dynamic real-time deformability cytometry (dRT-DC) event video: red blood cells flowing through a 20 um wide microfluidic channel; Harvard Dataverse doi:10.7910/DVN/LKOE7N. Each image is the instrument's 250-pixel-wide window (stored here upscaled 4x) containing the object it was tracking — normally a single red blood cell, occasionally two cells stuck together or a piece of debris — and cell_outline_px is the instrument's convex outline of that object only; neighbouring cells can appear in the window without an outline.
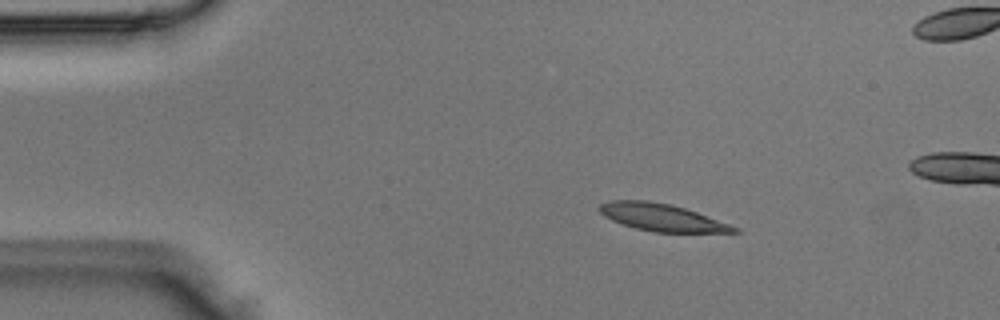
{"species": "Egyptian fruit bat (a non-hibernating species)", "species_latin": "Rousettus aegyptiacus", "temperature_condition": "room temperature", "stored_images_in_passage": 44, "camera_frame_rate_fps": 3000, "um_per_image_px": 0.085, "animal": {"sex": "male"}, "frame": {"image": 1, "passage_image": 1, "time_ms": 0.0, "image_size_px": [1000, 320], "cell_outline_px": [[740, 232], [652, 232], [636, 228], [612, 220], [604, 216], [600, 212], [600, 204], [612, 200], [648, 200], [672, 204], [696, 212], [740, 228]], "centroid_in_image_um": [56.25, 18.47], "position_along_channel_um": 28.7, "area_um2": 21.15}}
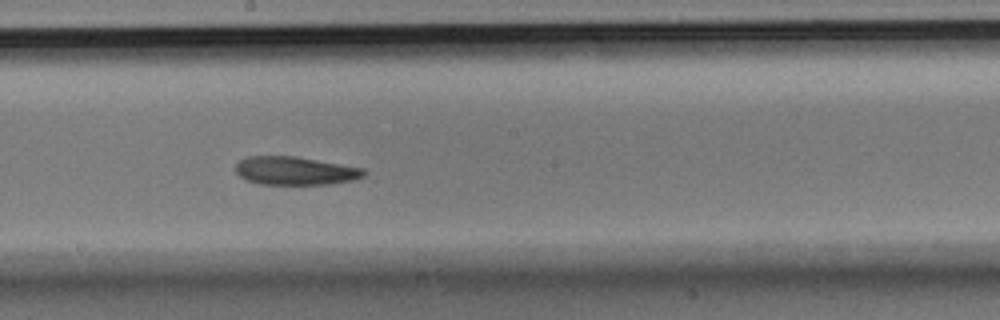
{"frame": {"image": 2, "passage_image": 20, "time_ms": 6.333, "image_size_px": [1000, 320], "cell_outline_px": [[368, 172], [364, 176], [356, 180], [328, 184], [260, 184], [248, 180], [240, 176], [236, 172], [236, 164], [240, 160], [248, 156], [296, 156], [364, 168]], "centroid_in_image_um": [25.14, 14.51], "position_along_channel_um": 223.1, "area_um2": 21.21}}
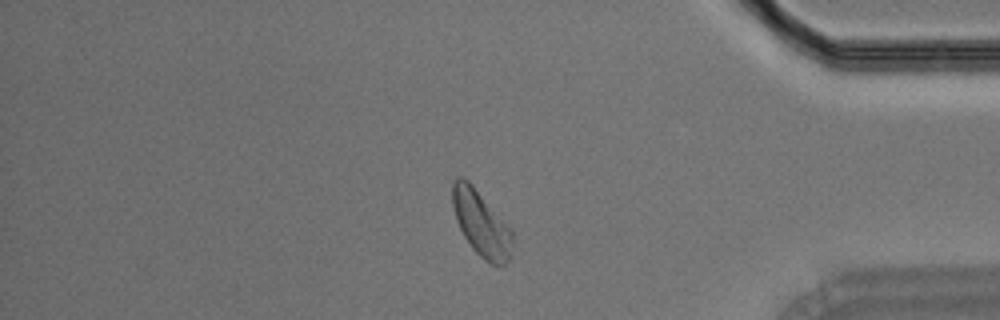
{"frame": {"image": 3, "passage_image": 35, "time_ms": 11.333, "image_size_px": [1000, 320], "cell_outline_px": [[512, 244], [508, 260], [500, 268], [484, 260], [472, 248], [464, 236], [456, 220], [452, 204], [452, 184], [456, 176], [460, 176], [468, 180], [472, 184], [512, 228]], "centroid_in_image_um": [40.9, 18.99], "position_along_channel_um": 394.3, "area_um2": 23.0}}